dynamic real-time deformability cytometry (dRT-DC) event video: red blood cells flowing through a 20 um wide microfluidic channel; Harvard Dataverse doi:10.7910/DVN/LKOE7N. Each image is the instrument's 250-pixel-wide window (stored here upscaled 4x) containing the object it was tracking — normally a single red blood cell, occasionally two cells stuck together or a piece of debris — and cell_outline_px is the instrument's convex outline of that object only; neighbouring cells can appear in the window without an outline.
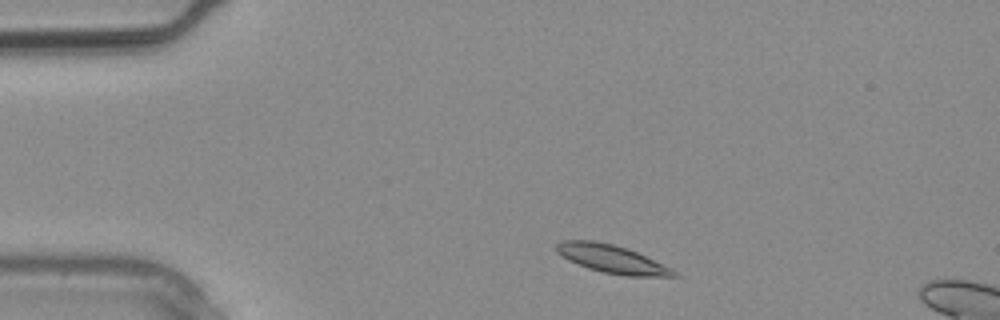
{"species": "common noctule bat (a hibernating species)", "species_latin": "Nyctalus noctula", "temperature_condition": "warm", "stored_images_in_passage": 3, "segment_of_instrument_passage": [2, 2], "camera_frame_rate_fps": 3000, "um_per_image_px": 0.085, "animal": {"sex": "male", "body_mass_g": 20.4}, "frame": {"image": 1, "passage_image": 3, "time_ms": 0.667, "image_size_px": [1000, 320], "cell_outline_px": [[680, 276], [628, 276], [604, 272], [588, 268], [568, 260], [556, 252], [556, 244], [564, 240], [596, 240], [612, 244], [636, 252], [672, 268]], "centroid_in_image_um": [51.98, 22.01], "position_along_channel_um": 33.0, "area_um2": 18.96}}